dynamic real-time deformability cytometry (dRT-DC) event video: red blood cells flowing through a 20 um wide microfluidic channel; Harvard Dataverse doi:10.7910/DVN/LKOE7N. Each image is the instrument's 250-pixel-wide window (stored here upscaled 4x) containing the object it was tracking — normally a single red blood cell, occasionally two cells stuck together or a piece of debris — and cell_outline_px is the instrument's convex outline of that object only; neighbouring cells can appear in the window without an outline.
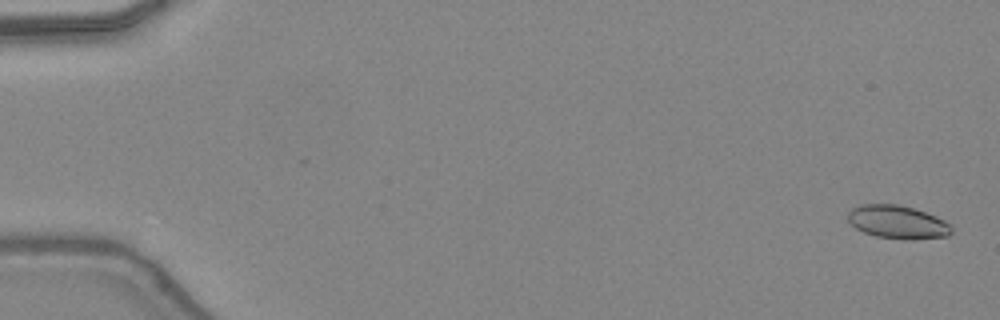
{"species": "common noctule bat (a hibernating species)", "species_latin": "Nyctalus noctula", "temperature_condition": "warm", "stored_images_in_passage": 48, "camera_frame_rate_fps": 3000, "um_per_image_px": 0.085, "animal": {"sex": "female", "body_mass_g": 24.6, "forearm_length_mm": 56.2}, "frame": {"image": 1, "passage_image": 2, "time_ms": 0.333, "image_size_px": [1000, 320], "cell_outline_px": [[952, 232], [948, 236], [908, 240], [876, 236], [864, 232], [856, 228], [848, 220], [848, 212], [852, 208], [860, 204], [896, 204], [912, 208], [936, 216], [952, 224]], "centroid_in_image_um": [76.31, 18.88], "position_along_channel_um": 8.7, "area_um2": 20.06}}
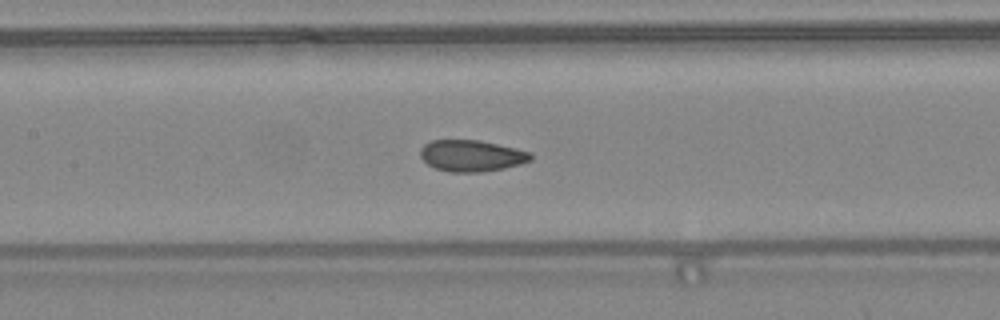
{"frame": {"image": 2, "passage_image": 24, "time_ms": 7.667, "image_size_px": [1000, 320], "cell_outline_px": [[532, 160], [520, 164], [504, 168], [484, 172], [448, 172], [436, 168], [428, 164], [420, 156], [420, 148], [424, 144], [432, 140], [476, 140], [516, 148], [532, 152]], "centroid_in_image_um": [40.09, 13.24], "position_along_channel_um": 167.3, "area_um2": 20.23}}
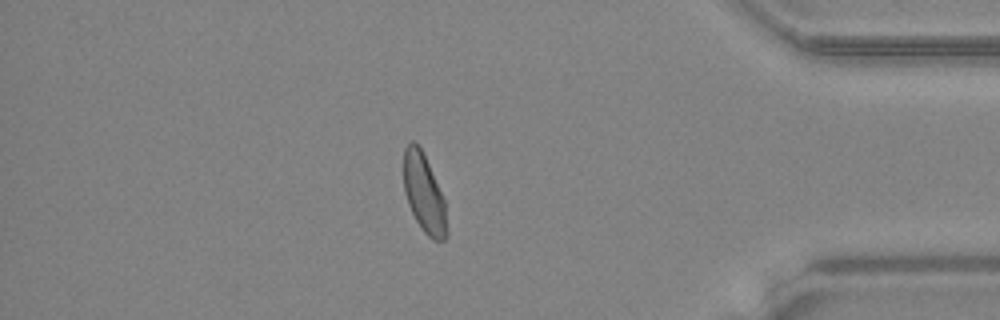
{"frame": {"image": 3, "passage_image": 42, "time_ms": 13.667, "image_size_px": [1000, 320], "cell_outline_px": [[448, 236], [444, 240], [432, 240], [424, 232], [416, 220], [408, 204], [404, 192], [404, 148], [412, 140], [420, 148], [428, 164], [444, 200], [448, 232]], "centroid_in_image_um": [36.04, 16.5], "position_along_channel_um": 399.2, "area_um2": 19.42}, "authors_computed_cell_mechanics": {"area_um2": 20.2589, "velocity_mm_per_s": 4.4179, "shape_relaxation_time_tau1_ms": 5.8689, "shape_relaxation_time_tau2_ms": 0.6913, "deformation_change_tau1": 0.1439, "deformation_change_tau2": 0.0607}}